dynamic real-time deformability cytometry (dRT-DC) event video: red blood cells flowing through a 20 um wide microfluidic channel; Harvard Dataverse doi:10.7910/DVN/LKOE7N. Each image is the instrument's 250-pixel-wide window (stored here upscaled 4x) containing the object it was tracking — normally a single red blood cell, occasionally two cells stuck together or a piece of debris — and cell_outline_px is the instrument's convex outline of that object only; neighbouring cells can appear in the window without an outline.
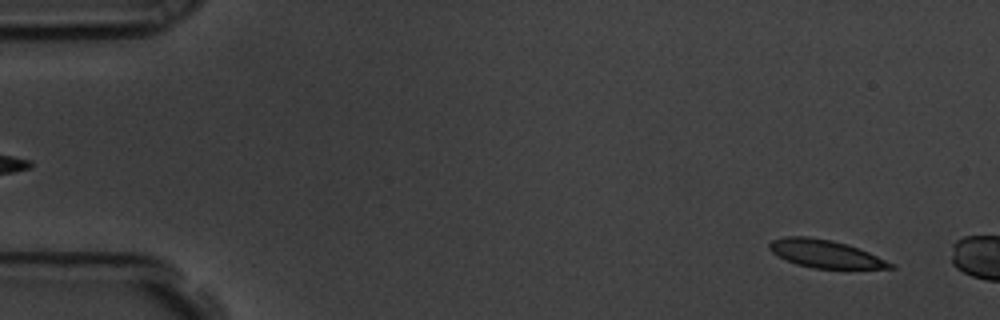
{"species": "common noctule bat (a hibernating species)", "species_latin": "Nyctalus noctula", "temperature_condition": "room temperature", "stored_images_in_passage": 8, "camera_frame_rate_fps": 3000, "um_per_image_px": 0.085, "animal": {"sex": "male", "body_mass_g": 19.5, "forearm_length_mm": 54.6}, "frame": {"image": 1, "passage_image": 4, "time_ms": 1.0, "image_size_px": [1000, 320], "cell_outline_px": [[896, 268], [812, 268], [796, 264], [784, 260], [772, 252], [768, 248], [768, 244], [772, 240], [784, 236], [808, 236], [832, 240], [848, 244], [868, 252], [896, 264]], "centroid_in_image_um": [70.12, 21.56], "position_along_channel_um": 14.9, "area_um2": 19.71}}